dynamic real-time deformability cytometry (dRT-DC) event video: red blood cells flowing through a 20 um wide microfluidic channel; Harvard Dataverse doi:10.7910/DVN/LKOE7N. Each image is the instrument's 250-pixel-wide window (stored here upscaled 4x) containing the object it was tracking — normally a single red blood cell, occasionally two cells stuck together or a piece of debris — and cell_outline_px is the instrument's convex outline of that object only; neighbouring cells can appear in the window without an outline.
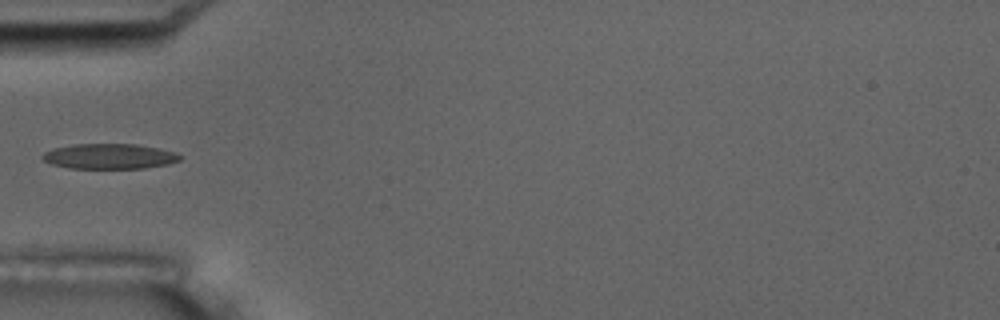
{"species": "common noctule bat (a hibernating species)", "species_latin": "Nyctalus noctula", "temperature_condition": "room temperature", "stored_images_in_passage": 3, "camera_frame_rate_fps": 3000, "um_per_image_px": 0.085, "animal": {"sex": "male", "body_mass_g": 17.5, "forearm_length_mm": 52.3}, "frame": {"image": 1, "passage_image": 2, "time_ms": 1.0, "image_size_px": [1000, 320], "cell_outline_px": [[184, 156], [180, 160], [168, 164], [144, 168], [68, 168], [52, 164], [44, 160], [40, 156], [44, 152], [52, 148], [72, 144], [136, 144], [160, 148], [176, 152]], "centroid_in_image_um": [9.32, 13.28], "position_along_channel_um": 75.7, "area_um2": 20.4}}